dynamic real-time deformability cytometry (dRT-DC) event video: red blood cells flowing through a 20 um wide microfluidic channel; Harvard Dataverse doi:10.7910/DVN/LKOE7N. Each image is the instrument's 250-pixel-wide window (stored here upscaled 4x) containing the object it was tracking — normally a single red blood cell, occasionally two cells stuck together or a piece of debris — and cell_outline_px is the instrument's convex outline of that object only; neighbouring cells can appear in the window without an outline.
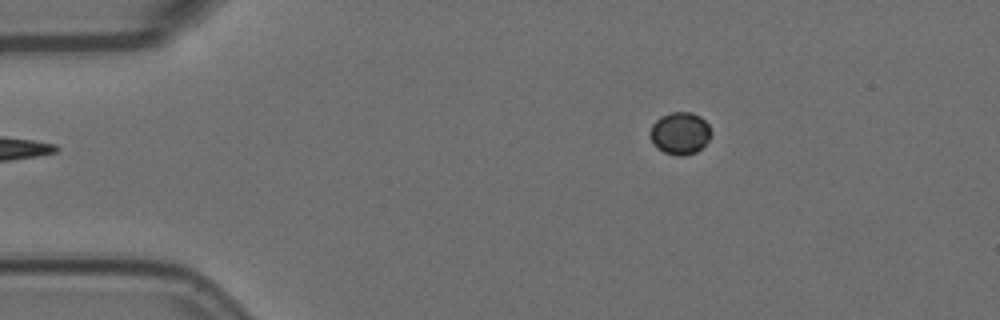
{"species": "Egyptian fruit bat (a non-hibernating species)", "species_latin": "Rousettus aegyptiacus", "temperature_condition": "room temperature", "stored_images_in_passage": 49, "camera_frame_rate_fps": 3000, "um_per_image_px": 0.085, "animal": {"sex": "female"}, "frame": {"image": 1, "passage_image": 1, "time_ms": 0.0, "image_size_px": [1000, 320], "cell_outline_px": [[712, 132], [708, 140], [696, 152], [684, 156], [676, 156], [664, 152], [652, 140], [652, 124], [660, 116], [672, 112], [692, 112], [700, 116], [708, 124]], "centroid_in_image_um": [57.84, 11.31], "position_along_channel_um": 27.2, "area_um2": 14.74}}
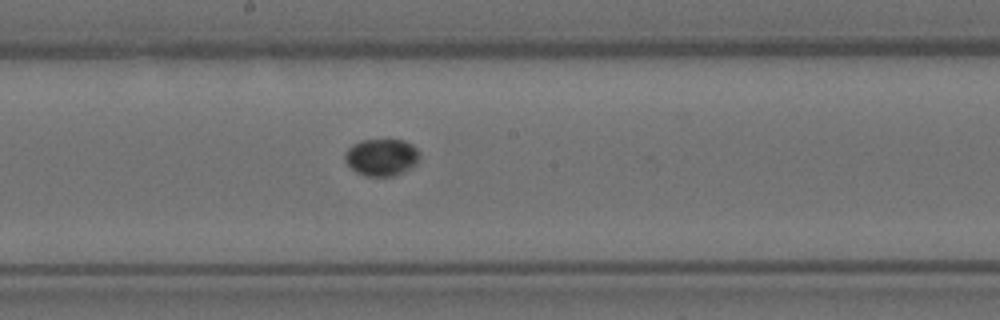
{"frame": {"image": 2, "passage_image": 22, "time_ms": 7.0, "image_size_px": [1000, 320], "cell_outline_px": [[420, 160], [416, 164], [392, 176], [364, 176], [356, 172], [344, 160], [344, 152], [352, 144], [360, 140], [404, 140], [412, 144], [420, 152]], "centroid_in_image_um": [32.42, 13.35], "position_along_channel_um": 215.8, "area_um2": 16.18}}
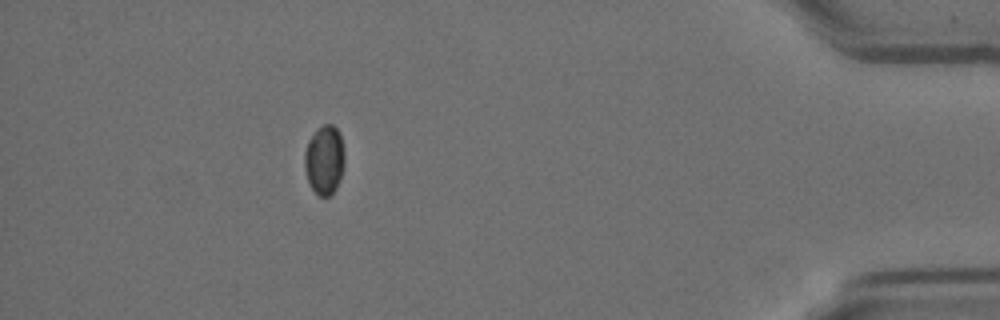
{"frame": {"image": 3, "passage_image": 43, "time_ms": 14.0, "image_size_px": [1000, 320], "cell_outline_px": [[344, 164], [336, 188], [328, 196], [320, 196], [312, 188], [308, 180], [304, 168], [304, 152], [308, 140], [316, 128], [324, 124], [332, 124], [340, 132], [344, 148]], "centroid_in_image_um": [27.57, 13.53], "position_along_channel_um": 407.6, "area_um2": 16.18}}